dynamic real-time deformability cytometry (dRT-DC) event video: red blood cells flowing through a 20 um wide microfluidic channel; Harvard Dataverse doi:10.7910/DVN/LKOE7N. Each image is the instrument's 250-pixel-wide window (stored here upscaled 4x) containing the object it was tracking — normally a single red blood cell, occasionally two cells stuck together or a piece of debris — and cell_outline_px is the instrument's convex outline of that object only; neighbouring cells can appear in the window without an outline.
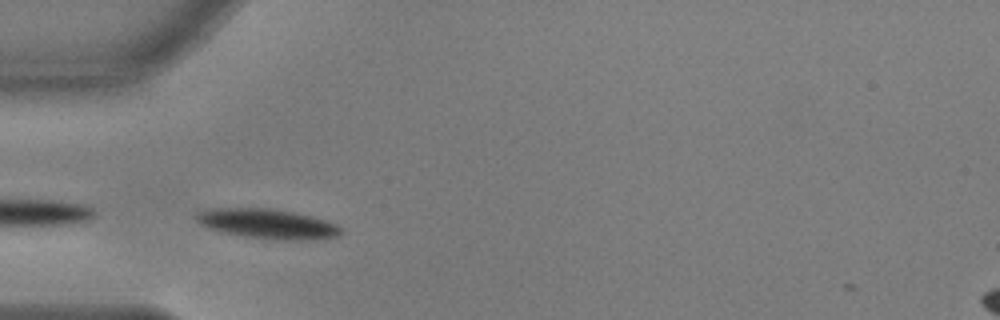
{"species": "common noctule bat (a hibernating species)", "species_latin": "Nyctalus noctula", "temperature_condition": "warm", "stored_images_in_passage": 24, "camera_frame_rate_fps": 3000, "um_per_image_px": 0.085, "animal": {"sex": "male", "body_mass_g": 17.9, "forearm_length_mm": 54.2}, "frame": {"image": 1, "passage_image": 1, "time_ms": 0.0, "image_size_px": [1000, 320], "cell_outline_px": [[344, 232], [336, 236], [324, 240], [284, 240], [240, 236], [220, 232], [200, 224], [196, 220], [196, 216], [204, 208], [272, 208], [312, 216], [328, 220], [344, 228]], "centroid_in_image_um": [22.8, 19.03], "position_along_channel_um": 62.2, "area_um2": 25.55}}
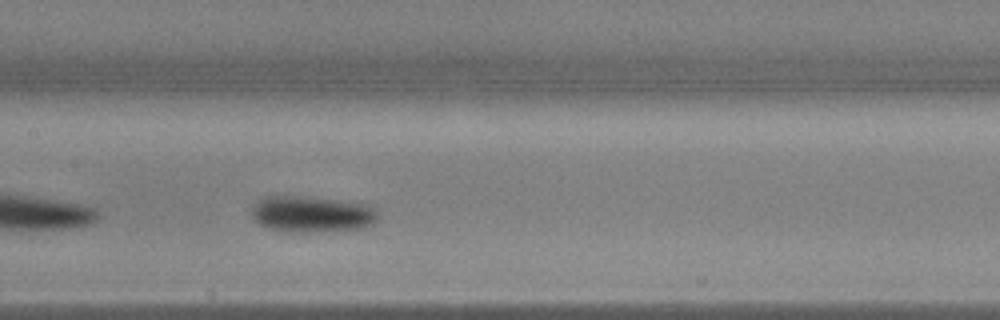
{"frame": {"image": 2, "passage_image": 11, "time_ms": 3.333, "image_size_px": [1000, 320], "cell_outline_px": [[380, 216], [372, 224], [356, 228], [316, 232], [300, 232], [268, 228], [260, 224], [252, 216], [252, 208], [264, 196], [304, 196], [352, 200], [368, 204]], "centroid_in_image_um": [26.54, 18.17], "position_along_channel_um": 180.9, "area_um2": 26.7}}
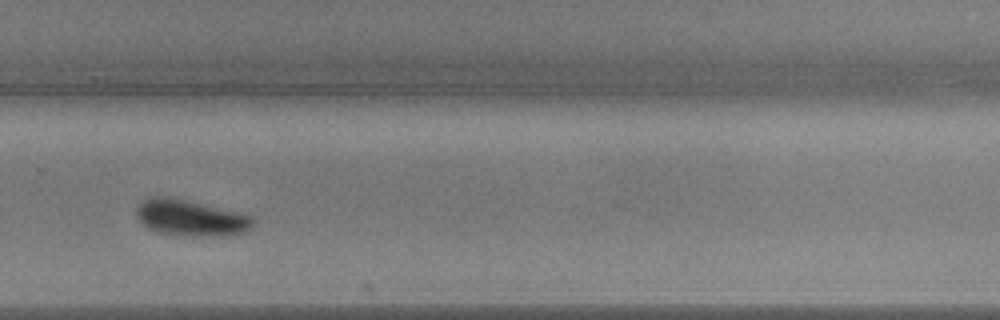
{"frame": {"image": 3, "passage_image": 22, "time_ms": 7.0, "image_size_px": [1000, 320], "cell_outline_px": [[256, 220], [252, 228], [244, 232], [220, 236], [188, 236], [160, 232], [148, 228], [136, 216], [136, 208], [148, 196], [168, 196], [236, 212], [252, 216]], "centroid_in_image_um": [16.21, 18.52], "position_along_channel_um": 313.6, "area_um2": 24.33}}